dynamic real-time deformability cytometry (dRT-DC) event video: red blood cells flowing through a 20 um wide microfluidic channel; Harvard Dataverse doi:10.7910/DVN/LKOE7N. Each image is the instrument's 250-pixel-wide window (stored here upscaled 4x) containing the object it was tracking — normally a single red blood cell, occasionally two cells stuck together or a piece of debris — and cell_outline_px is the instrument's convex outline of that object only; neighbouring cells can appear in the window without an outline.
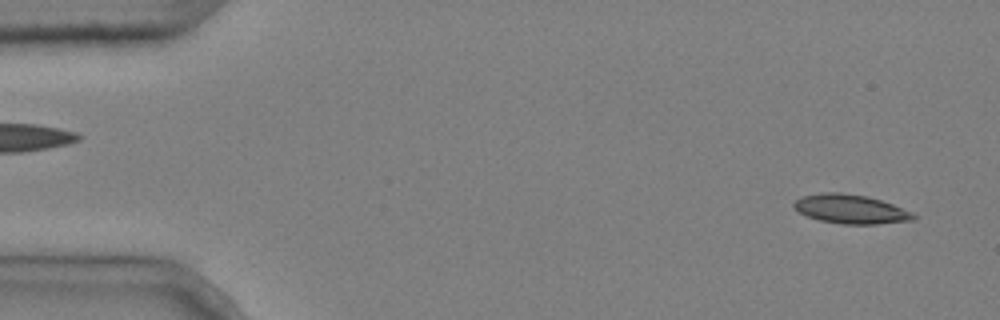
{"species": "common noctule bat (a hibernating species)", "species_latin": "Nyctalus noctula", "temperature_condition": "cold", "stored_images_in_passage": 5, "segment_of_instrument_passage": [2, 2], "camera_frame_rate_fps": 3000, "um_per_image_px": 0.085, "animal": {"sex": "male", "body_mass_g": 20.4}, "frame": {"image": 1, "passage_image": 5, "time_ms": 1.333, "image_size_px": [1000, 320], "cell_outline_px": [[916, 216], [912, 220], [876, 224], [840, 224], [820, 220], [808, 216], [800, 212], [792, 204], [800, 196], [820, 192], [840, 192], [868, 196], [892, 204], [912, 212]], "centroid_in_image_um": [72.28, 17.76], "position_along_channel_um": 12.7, "area_um2": 20.17}}